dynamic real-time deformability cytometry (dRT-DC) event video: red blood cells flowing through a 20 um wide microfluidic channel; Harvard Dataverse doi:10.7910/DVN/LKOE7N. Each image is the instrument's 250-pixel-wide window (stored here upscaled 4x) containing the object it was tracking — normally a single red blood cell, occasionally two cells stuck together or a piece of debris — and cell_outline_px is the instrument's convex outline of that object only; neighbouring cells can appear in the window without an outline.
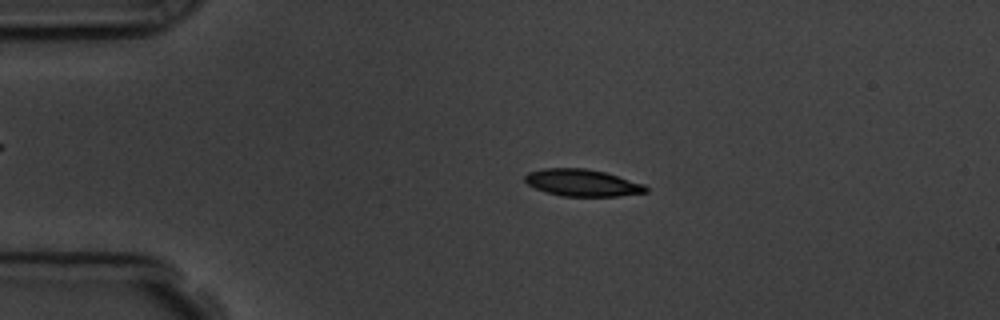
{"species": "common noctule bat (a hibernating species)", "species_latin": "Nyctalus noctula", "temperature_condition": "room temperature", "stored_images_in_passage": 56, "camera_frame_rate_fps": 3000, "um_per_image_px": 0.085, "animal": {"sex": "male", "body_mass_g": 19.5, "forearm_length_mm": 54.6}, "frame": {"image": 1, "passage_image": 12, "time_ms": 3.667, "image_size_px": [1000, 320], "cell_outline_px": [[648, 192], [620, 196], [560, 196], [544, 192], [528, 184], [524, 180], [524, 176], [528, 172], [544, 168], [584, 168], [604, 172], [644, 184], [648, 188]], "centroid_in_image_um": [49.48, 15.54], "position_along_channel_um": 35.5, "area_um2": 19.02}}
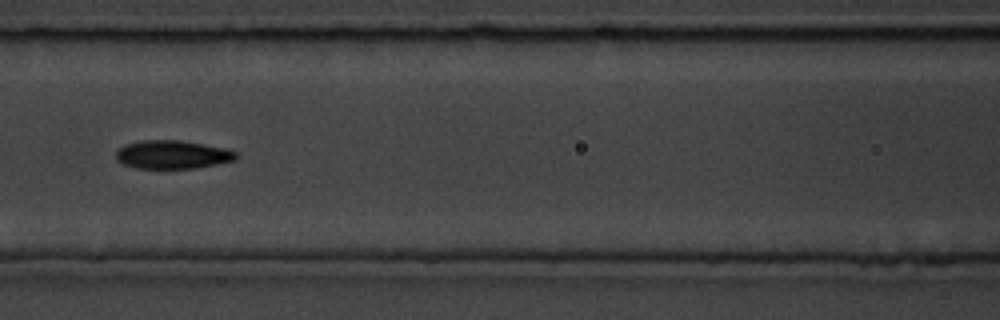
{"frame": {"image": 2, "passage_image": 25, "time_ms": 8.0, "image_size_px": [1000, 320], "cell_outline_px": [[240, 156], [236, 160], [196, 168], [136, 168], [124, 164], [116, 160], [116, 152], [124, 144], [144, 140], [180, 140], [204, 144], [224, 148], [236, 152]], "centroid_in_image_um": [14.67, 13.14], "position_along_channel_um": 151.9, "area_um2": 19.88}}
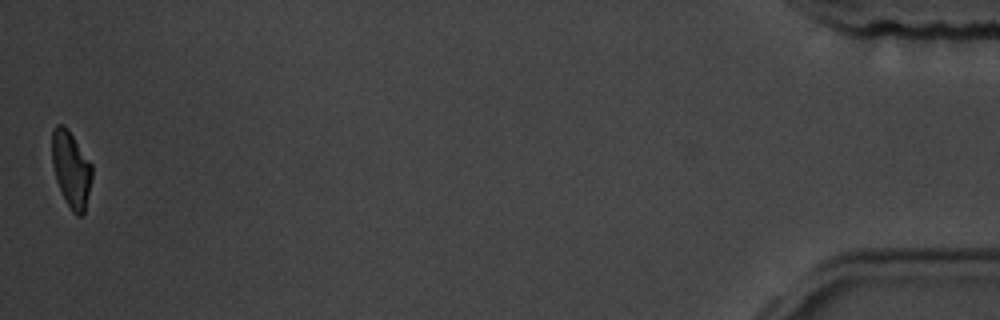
{"frame": {"image": 3, "passage_image": 56, "time_ms": 18.333, "image_size_px": [1000, 320], "cell_outline_px": [[92, 180], [84, 212], [80, 216], [76, 216], [72, 212], [56, 180], [52, 164], [52, 128], [56, 124], [64, 124], [68, 128], [92, 164]], "centroid_in_image_um": [6.05, 14.34], "position_along_channel_um": 429.2, "area_um2": 17.8}, "authors_computed_cell_mechanics": {"area_um2": 19.1607, "velocity_mm_per_s": 3.6086, "shape_relaxation_time_tau1_ms": 2.9783, "shape_relaxation_time_tau2_ms": 4.4004, "deformation_change_tau1": 0.1366, "deformation_change_tau2": 0.105}}